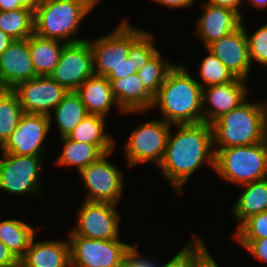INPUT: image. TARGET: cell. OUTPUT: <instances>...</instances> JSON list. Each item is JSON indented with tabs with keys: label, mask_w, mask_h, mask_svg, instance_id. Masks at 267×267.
Instances as JSON below:
<instances>
[{
	"label": "cell",
	"mask_w": 267,
	"mask_h": 267,
	"mask_svg": "<svg viewBox=\"0 0 267 267\" xmlns=\"http://www.w3.org/2000/svg\"><path fill=\"white\" fill-rule=\"evenodd\" d=\"M170 129L164 158L159 165L165 179L170 181L176 194L182 193L184 184L205 163L215 168L213 130L208 123L175 124ZM174 135V136H172Z\"/></svg>",
	"instance_id": "obj_1"
},
{
	"label": "cell",
	"mask_w": 267,
	"mask_h": 267,
	"mask_svg": "<svg viewBox=\"0 0 267 267\" xmlns=\"http://www.w3.org/2000/svg\"><path fill=\"white\" fill-rule=\"evenodd\" d=\"M203 87L183 65H175L154 96L152 108L159 106L162 120L169 124L202 122Z\"/></svg>",
	"instance_id": "obj_2"
},
{
	"label": "cell",
	"mask_w": 267,
	"mask_h": 267,
	"mask_svg": "<svg viewBox=\"0 0 267 267\" xmlns=\"http://www.w3.org/2000/svg\"><path fill=\"white\" fill-rule=\"evenodd\" d=\"M145 31L132 27L125 19L108 35L89 41L93 53V72L107 79H121L137 73L133 62V43Z\"/></svg>",
	"instance_id": "obj_3"
},
{
	"label": "cell",
	"mask_w": 267,
	"mask_h": 267,
	"mask_svg": "<svg viewBox=\"0 0 267 267\" xmlns=\"http://www.w3.org/2000/svg\"><path fill=\"white\" fill-rule=\"evenodd\" d=\"M100 1L39 0L34 11V33L39 37L55 39L64 43L86 40L72 39V36L78 35L81 21L97 7Z\"/></svg>",
	"instance_id": "obj_4"
},
{
	"label": "cell",
	"mask_w": 267,
	"mask_h": 267,
	"mask_svg": "<svg viewBox=\"0 0 267 267\" xmlns=\"http://www.w3.org/2000/svg\"><path fill=\"white\" fill-rule=\"evenodd\" d=\"M213 149L248 146L267 138V117L259 102H243L211 124Z\"/></svg>",
	"instance_id": "obj_5"
},
{
	"label": "cell",
	"mask_w": 267,
	"mask_h": 267,
	"mask_svg": "<svg viewBox=\"0 0 267 267\" xmlns=\"http://www.w3.org/2000/svg\"><path fill=\"white\" fill-rule=\"evenodd\" d=\"M214 171L224 181L241 186L267 178V138L248 146L214 149Z\"/></svg>",
	"instance_id": "obj_6"
},
{
	"label": "cell",
	"mask_w": 267,
	"mask_h": 267,
	"mask_svg": "<svg viewBox=\"0 0 267 267\" xmlns=\"http://www.w3.org/2000/svg\"><path fill=\"white\" fill-rule=\"evenodd\" d=\"M172 125L162 119L147 121L136 127L125 144L129 168L152 161L161 164Z\"/></svg>",
	"instance_id": "obj_7"
},
{
	"label": "cell",
	"mask_w": 267,
	"mask_h": 267,
	"mask_svg": "<svg viewBox=\"0 0 267 267\" xmlns=\"http://www.w3.org/2000/svg\"><path fill=\"white\" fill-rule=\"evenodd\" d=\"M0 159V189L17 196H40L42 156H22L2 152Z\"/></svg>",
	"instance_id": "obj_8"
},
{
	"label": "cell",
	"mask_w": 267,
	"mask_h": 267,
	"mask_svg": "<svg viewBox=\"0 0 267 267\" xmlns=\"http://www.w3.org/2000/svg\"><path fill=\"white\" fill-rule=\"evenodd\" d=\"M70 267L124 266V255L130 244L119 238L95 240L69 235Z\"/></svg>",
	"instance_id": "obj_9"
},
{
	"label": "cell",
	"mask_w": 267,
	"mask_h": 267,
	"mask_svg": "<svg viewBox=\"0 0 267 267\" xmlns=\"http://www.w3.org/2000/svg\"><path fill=\"white\" fill-rule=\"evenodd\" d=\"M113 152L105 153L97 161L79 172L87 188L84 200L119 204L123 193V173L107 157Z\"/></svg>",
	"instance_id": "obj_10"
},
{
	"label": "cell",
	"mask_w": 267,
	"mask_h": 267,
	"mask_svg": "<svg viewBox=\"0 0 267 267\" xmlns=\"http://www.w3.org/2000/svg\"><path fill=\"white\" fill-rule=\"evenodd\" d=\"M115 205L117 204L84 200L77 211V224L69 235L95 240L119 238L121 216L116 211Z\"/></svg>",
	"instance_id": "obj_11"
},
{
	"label": "cell",
	"mask_w": 267,
	"mask_h": 267,
	"mask_svg": "<svg viewBox=\"0 0 267 267\" xmlns=\"http://www.w3.org/2000/svg\"><path fill=\"white\" fill-rule=\"evenodd\" d=\"M93 75V53L89 41L83 40L64 45L59 62L49 76L67 91H77Z\"/></svg>",
	"instance_id": "obj_12"
},
{
	"label": "cell",
	"mask_w": 267,
	"mask_h": 267,
	"mask_svg": "<svg viewBox=\"0 0 267 267\" xmlns=\"http://www.w3.org/2000/svg\"><path fill=\"white\" fill-rule=\"evenodd\" d=\"M13 90L19 98L24 113L48 115L50 126L53 119L50 112L68 93L63 86L48 75L21 82Z\"/></svg>",
	"instance_id": "obj_13"
},
{
	"label": "cell",
	"mask_w": 267,
	"mask_h": 267,
	"mask_svg": "<svg viewBox=\"0 0 267 267\" xmlns=\"http://www.w3.org/2000/svg\"><path fill=\"white\" fill-rule=\"evenodd\" d=\"M50 128L48 115L24 113L0 151L22 156H42V146Z\"/></svg>",
	"instance_id": "obj_14"
},
{
	"label": "cell",
	"mask_w": 267,
	"mask_h": 267,
	"mask_svg": "<svg viewBox=\"0 0 267 267\" xmlns=\"http://www.w3.org/2000/svg\"><path fill=\"white\" fill-rule=\"evenodd\" d=\"M247 80L236 78L235 80L219 85L203 88V107L208 103L210 106L202 109V122L212 124L222 115L240 106L248 99Z\"/></svg>",
	"instance_id": "obj_15"
},
{
	"label": "cell",
	"mask_w": 267,
	"mask_h": 267,
	"mask_svg": "<svg viewBox=\"0 0 267 267\" xmlns=\"http://www.w3.org/2000/svg\"><path fill=\"white\" fill-rule=\"evenodd\" d=\"M207 49L219 58L236 78L248 79L252 64L246 31L242 25L231 34L211 43Z\"/></svg>",
	"instance_id": "obj_16"
},
{
	"label": "cell",
	"mask_w": 267,
	"mask_h": 267,
	"mask_svg": "<svg viewBox=\"0 0 267 267\" xmlns=\"http://www.w3.org/2000/svg\"><path fill=\"white\" fill-rule=\"evenodd\" d=\"M0 76L8 89L37 77L30 57L28 38L14 40L0 55Z\"/></svg>",
	"instance_id": "obj_17"
},
{
	"label": "cell",
	"mask_w": 267,
	"mask_h": 267,
	"mask_svg": "<svg viewBox=\"0 0 267 267\" xmlns=\"http://www.w3.org/2000/svg\"><path fill=\"white\" fill-rule=\"evenodd\" d=\"M205 8L196 22L195 32L207 48L214 41L237 30L242 24L241 16L232 9L204 4Z\"/></svg>",
	"instance_id": "obj_18"
},
{
	"label": "cell",
	"mask_w": 267,
	"mask_h": 267,
	"mask_svg": "<svg viewBox=\"0 0 267 267\" xmlns=\"http://www.w3.org/2000/svg\"><path fill=\"white\" fill-rule=\"evenodd\" d=\"M112 85L114 97L118 103V112L145 113L152 109L154 96L144 86L137 73L121 79H108Z\"/></svg>",
	"instance_id": "obj_19"
},
{
	"label": "cell",
	"mask_w": 267,
	"mask_h": 267,
	"mask_svg": "<svg viewBox=\"0 0 267 267\" xmlns=\"http://www.w3.org/2000/svg\"><path fill=\"white\" fill-rule=\"evenodd\" d=\"M23 267H67L70 265L69 240H45L30 242L24 257Z\"/></svg>",
	"instance_id": "obj_20"
},
{
	"label": "cell",
	"mask_w": 267,
	"mask_h": 267,
	"mask_svg": "<svg viewBox=\"0 0 267 267\" xmlns=\"http://www.w3.org/2000/svg\"><path fill=\"white\" fill-rule=\"evenodd\" d=\"M76 92L80 95L88 114L106 118L111 107L114 104L118 106L111 82L106 77L93 75L85 80Z\"/></svg>",
	"instance_id": "obj_21"
},
{
	"label": "cell",
	"mask_w": 267,
	"mask_h": 267,
	"mask_svg": "<svg viewBox=\"0 0 267 267\" xmlns=\"http://www.w3.org/2000/svg\"><path fill=\"white\" fill-rule=\"evenodd\" d=\"M243 192L232 207L239 221L237 228L250 216L267 211V178L241 185Z\"/></svg>",
	"instance_id": "obj_22"
},
{
	"label": "cell",
	"mask_w": 267,
	"mask_h": 267,
	"mask_svg": "<svg viewBox=\"0 0 267 267\" xmlns=\"http://www.w3.org/2000/svg\"><path fill=\"white\" fill-rule=\"evenodd\" d=\"M30 57L37 76H49L57 66L66 43L46 39L35 33L28 37ZM61 43V44H60Z\"/></svg>",
	"instance_id": "obj_23"
},
{
	"label": "cell",
	"mask_w": 267,
	"mask_h": 267,
	"mask_svg": "<svg viewBox=\"0 0 267 267\" xmlns=\"http://www.w3.org/2000/svg\"><path fill=\"white\" fill-rule=\"evenodd\" d=\"M105 119L103 116L89 114L67 137L81 143L96 145L104 154L113 152L116 143L105 131Z\"/></svg>",
	"instance_id": "obj_24"
},
{
	"label": "cell",
	"mask_w": 267,
	"mask_h": 267,
	"mask_svg": "<svg viewBox=\"0 0 267 267\" xmlns=\"http://www.w3.org/2000/svg\"><path fill=\"white\" fill-rule=\"evenodd\" d=\"M53 110L60 138L68 136L89 115L76 91H68Z\"/></svg>",
	"instance_id": "obj_25"
},
{
	"label": "cell",
	"mask_w": 267,
	"mask_h": 267,
	"mask_svg": "<svg viewBox=\"0 0 267 267\" xmlns=\"http://www.w3.org/2000/svg\"><path fill=\"white\" fill-rule=\"evenodd\" d=\"M63 150L56 160L57 165L75 166L77 171L97 161L104 153L93 144L81 143L67 136L61 137Z\"/></svg>",
	"instance_id": "obj_26"
},
{
	"label": "cell",
	"mask_w": 267,
	"mask_h": 267,
	"mask_svg": "<svg viewBox=\"0 0 267 267\" xmlns=\"http://www.w3.org/2000/svg\"><path fill=\"white\" fill-rule=\"evenodd\" d=\"M35 235L34 228L22 220L8 219L0 222V240L21 260Z\"/></svg>",
	"instance_id": "obj_27"
},
{
	"label": "cell",
	"mask_w": 267,
	"mask_h": 267,
	"mask_svg": "<svg viewBox=\"0 0 267 267\" xmlns=\"http://www.w3.org/2000/svg\"><path fill=\"white\" fill-rule=\"evenodd\" d=\"M0 29L14 40L34 34V12L26 8L0 11Z\"/></svg>",
	"instance_id": "obj_28"
},
{
	"label": "cell",
	"mask_w": 267,
	"mask_h": 267,
	"mask_svg": "<svg viewBox=\"0 0 267 267\" xmlns=\"http://www.w3.org/2000/svg\"><path fill=\"white\" fill-rule=\"evenodd\" d=\"M24 114L19 98L13 89L0 95V148L14 132Z\"/></svg>",
	"instance_id": "obj_29"
},
{
	"label": "cell",
	"mask_w": 267,
	"mask_h": 267,
	"mask_svg": "<svg viewBox=\"0 0 267 267\" xmlns=\"http://www.w3.org/2000/svg\"><path fill=\"white\" fill-rule=\"evenodd\" d=\"M175 65L167 59L163 60L161 53L157 50L144 66L140 70H137V74L147 90L155 96L164 84L168 73Z\"/></svg>",
	"instance_id": "obj_30"
},
{
	"label": "cell",
	"mask_w": 267,
	"mask_h": 267,
	"mask_svg": "<svg viewBox=\"0 0 267 267\" xmlns=\"http://www.w3.org/2000/svg\"><path fill=\"white\" fill-rule=\"evenodd\" d=\"M206 50L208 54L203 58L199 68V75L205 84L200 83L201 87L205 88L212 85L225 84L235 80L236 77L226 68L219 58L207 48Z\"/></svg>",
	"instance_id": "obj_31"
},
{
	"label": "cell",
	"mask_w": 267,
	"mask_h": 267,
	"mask_svg": "<svg viewBox=\"0 0 267 267\" xmlns=\"http://www.w3.org/2000/svg\"><path fill=\"white\" fill-rule=\"evenodd\" d=\"M194 238L184 246L182 250L160 267H198V265L210 254L202 239ZM193 242V243H192Z\"/></svg>",
	"instance_id": "obj_32"
},
{
	"label": "cell",
	"mask_w": 267,
	"mask_h": 267,
	"mask_svg": "<svg viewBox=\"0 0 267 267\" xmlns=\"http://www.w3.org/2000/svg\"><path fill=\"white\" fill-rule=\"evenodd\" d=\"M267 237V211L246 219L234 233V239H262Z\"/></svg>",
	"instance_id": "obj_33"
},
{
	"label": "cell",
	"mask_w": 267,
	"mask_h": 267,
	"mask_svg": "<svg viewBox=\"0 0 267 267\" xmlns=\"http://www.w3.org/2000/svg\"><path fill=\"white\" fill-rule=\"evenodd\" d=\"M242 19V26L244 27L248 39L249 45V57L251 64L252 61H256L255 63L261 66H267V23L262 25L259 29H257L253 34L249 35L243 25Z\"/></svg>",
	"instance_id": "obj_34"
},
{
	"label": "cell",
	"mask_w": 267,
	"mask_h": 267,
	"mask_svg": "<svg viewBox=\"0 0 267 267\" xmlns=\"http://www.w3.org/2000/svg\"><path fill=\"white\" fill-rule=\"evenodd\" d=\"M153 36L145 31L133 43V62L137 70H140L148 59L157 51Z\"/></svg>",
	"instance_id": "obj_35"
},
{
	"label": "cell",
	"mask_w": 267,
	"mask_h": 267,
	"mask_svg": "<svg viewBox=\"0 0 267 267\" xmlns=\"http://www.w3.org/2000/svg\"><path fill=\"white\" fill-rule=\"evenodd\" d=\"M243 248H246L255 258L267 264V237L262 239H235Z\"/></svg>",
	"instance_id": "obj_36"
},
{
	"label": "cell",
	"mask_w": 267,
	"mask_h": 267,
	"mask_svg": "<svg viewBox=\"0 0 267 267\" xmlns=\"http://www.w3.org/2000/svg\"><path fill=\"white\" fill-rule=\"evenodd\" d=\"M138 246V244H135L134 246L130 245L128 247L124 255V267H160V265L156 264L150 258L146 259V257L144 258L143 256H141V254L137 250Z\"/></svg>",
	"instance_id": "obj_37"
},
{
	"label": "cell",
	"mask_w": 267,
	"mask_h": 267,
	"mask_svg": "<svg viewBox=\"0 0 267 267\" xmlns=\"http://www.w3.org/2000/svg\"><path fill=\"white\" fill-rule=\"evenodd\" d=\"M18 261L10 249L0 240V266H8Z\"/></svg>",
	"instance_id": "obj_38"
},
{
	"label": "cell",
	"mask_w": 267,
	"mask_h": 267,
	"mask_svg": "<svg viewBox=\"0 0 267 267\" xmlns=\"http://www.w3.org/2000/svg\"><path fill=\"white\" fill-rule=\"evenodd\" d=\"M242 0H207V3L214 5V6H220L225 7L234 10L237 12L241 18L243 19V15L240 12V5H242Z\"/></svg>",
	"instance_id": "obj_39"
},
{
	"label": "cell",
	"mask_w": 267,
	"mask_h": 267,
	"mask_svg": "<svg viewBox=\"0 0 267 267\" xmlns=\"http://www.w3.org/2000/svg\"><path fill=\"white\" fill-rule=\"evenodd\" d=\"M155 1L156 3L162 4V6L164 5L165 7L168 8H188L190 6L193 5V3L195 2L194 0H152Z\"/></svg>",
	"instance_id": "obj_40"
},
{
	"label": "cell",
	"mask_w": 267,
	"mask_h": 267,
	"mask_svg": "<svg viewBox=\"0 0 267 267\" xmlns=\"http://www.w3.org/2000/svg\"><path fill=\"white\" fill-rule=\"evenodd\" d=\"M38 4L39 0H13V10L26 8L34 12Z\"/></svg>",
	"instance_id": "obj_41"
},
{
	"label": "cell",
	"mask_w": 267,
	"mask_h": 267,
	"mask_svg": "<svg viewBox=\"0 0 267 267\" xmlns=\"http://www.w3.org/2000/svg\"><path fill=\"white\" fill-rule=\"evenodd\" d=\"M14 41L9 35L4 33L0 29V55L8 48V46Z\"/></svg>",
	"instance_id": "obj_42"
},
{
	"label": "cell",
	"mask_w": 267,
	"mask_h": 267,
	"mask_svg": "<svg viewBox=\"0 0 267 267\" xmlns=\"http://www.w3.org/2000/svg\"><path fill=\"white\" fill-rule=\"evenodd\" d=\"M198 267H219L213 257L209 254Z\"/></svg>",
	"instance_id": "obj_43"
},
{
	"label": "cell",
	"mask_w": 267,
	"mask_h": 267,
	"mask_svg": "<svg viewBox=\"0 0 267 267\" xmlns=\"http://www.w3.org/2000/svg\"><path fill=\"white\" fill-rule=\"evenodd\" d=\"M13 10V0H0V11Z\"/></svg>",
	"instance_id": "obj_44"
},
{
	"label": "cell",
	"mask_w": 267,
	"mask_h": 267,
	"mask_svg": "<svg viewBox=\"0 0 267 267\" xmlns=\"http://www.w3.org/2000/svg\"><path fill=\"white\" fill-rule=\"evenodd\" d=\"M248 2H251V4L259 8H265L267 6V0H249Z\"/></svg>",
	"instance_id": "obj_45"
},
{
	"label": "cell",
	"mask_w": 267,
	"mask_h": 267,
	"mask_svg": "<svg viewBox=\"0 0 267 267\" xmlns=\"http://www.w3.org/2000/svg\"><path fill=\"white\" fill-rule=\"evenodd\" d=\"M8 88L3 83L1 76H0V95L3 94Z\"/></svg>",
	"instance_id": "obj_46"
},
{
	"label": "cell",
	"mask_w": 267,
	"mask_h": 267,
	"mask_svg": "<svg viewBox=\"0 0 267 267\" xmlns=\"http://www.w3.org/2000/svg\"><path fill=\"white\" fill-rule=\"evenodd\" d=\"M259 104H260L261 108L264 110L265 115L267 117V101L266 102L264 101V103H263V101H261V102H259Z\"/></svg>",
	"instance_id": "obj_47"
},
{
	"label": "cell",
	"mask_w": 267,
	"mask_h": 267,
	"mask_svg": "<svg viewBox=\"0 0 267 267\" xmlns=\"http://www.w3.org/2000/svg\"><path fill=\"white\" fill-rule=\"evenodd\" d=\"M0 267H23L21 260H19L17 263H13L8 266H0Z\"/></svg>",
	"instance_id": "obj_48"
}]
</instances>
